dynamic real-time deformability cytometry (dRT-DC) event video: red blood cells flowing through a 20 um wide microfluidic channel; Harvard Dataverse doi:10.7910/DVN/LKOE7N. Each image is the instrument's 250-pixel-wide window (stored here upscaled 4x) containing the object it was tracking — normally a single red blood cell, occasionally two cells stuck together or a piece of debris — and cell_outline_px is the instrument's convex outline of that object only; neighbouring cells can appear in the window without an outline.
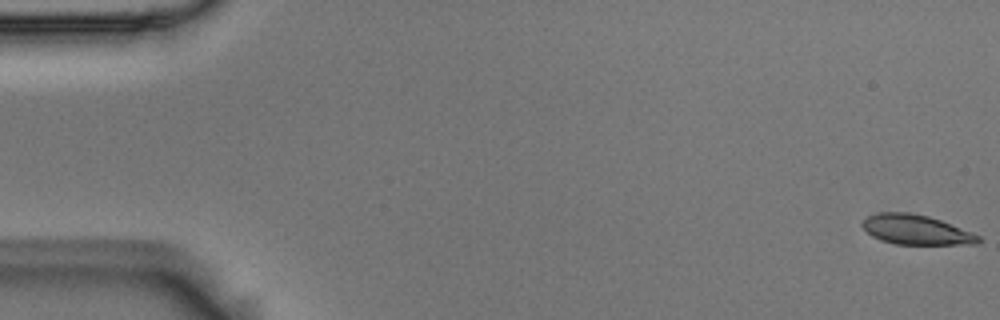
{"species": "Egyptian fruit bat (a non-hibernating species)", "species_latin": "Rousettus aegyptiacus", "temperature_condition": "room temperature", "stored_images_in_passage": 55, "camera_frame_rate_fps": 3000, "um_per_image_px": 0.085, "animal": {"sex": "male"}, "frame": {"image": 1, "passage_image": 1, "time_ms": 0.0, "image_size_px": [1000, 320], "cell_outline_px": [[980, 240], [976, 244], [896, 244], [880, 240], [872, 236], [860, 224], [860, 220], [868, 216], [880, 212], [908, 212], [928, 216], [940, 220], [980, 236]], "centroid_in_image_um": [77.8, 19.52], "position_along_channel_um": 7.2, "area_um2": 19.94}}
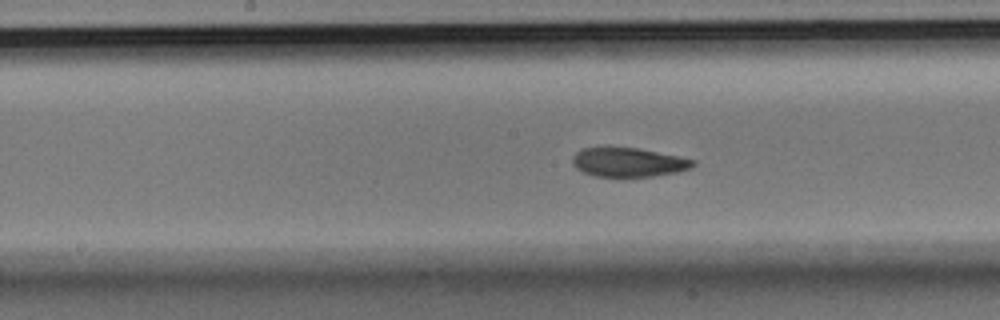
{"frame": {"image": 2, "passage_image": 28, "time_ms": 9.0, "image_size_px": [1000, 320], "cell_outline_px": [[696, 164], [692, 168], [680, 172], [624, 180], [596, 176], [584, 172], [576, 168], [572, 164], [572, 156], [576, 152], [584, 148], [608, 144], [640, 148], [696, 160]], "centroid_in_image_um": [53.38, 13.79], "position_along_channel_um": 194.8, "area_um2": 21.96}}
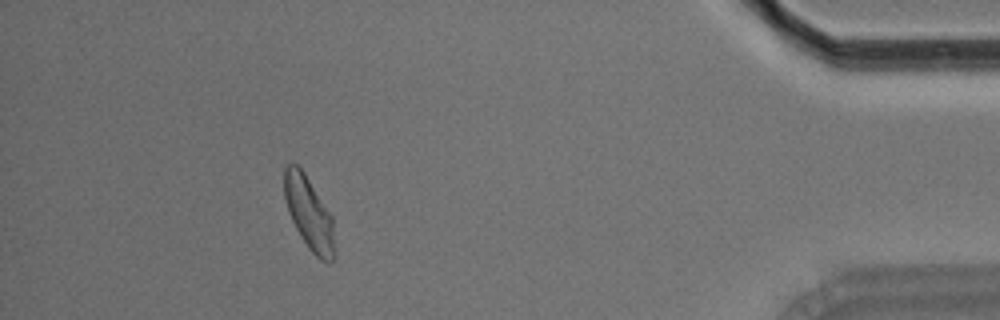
{"frame": {"image": 3, "passage_image": 50, "time_ms": 16.333, "image_size_px": [1000, 320], "cell_outline_px": [[332, 260], [320, 260], [308, 248], [296, 228], [288, 212], [284, 200], [284, 168], [288, 164], [296, 164], [304, 172], [332, 216]], "centroid_in_image_um": [26.2, 18.05], "position_along_channel_um": 409.0, "area_um2": 20.63}, "authors_computed_cell_mechanics": {"area_um2": 21.0392, "velocity_mm_per_s": 3.6634, "shape_relaxation_time_tau1_ms": 4.5947, "shape_relaxation_time_tau2_ms": 2.9, "deformation_change_tau1": 0.1277, "deformation_change_tau2": 0.0817}}